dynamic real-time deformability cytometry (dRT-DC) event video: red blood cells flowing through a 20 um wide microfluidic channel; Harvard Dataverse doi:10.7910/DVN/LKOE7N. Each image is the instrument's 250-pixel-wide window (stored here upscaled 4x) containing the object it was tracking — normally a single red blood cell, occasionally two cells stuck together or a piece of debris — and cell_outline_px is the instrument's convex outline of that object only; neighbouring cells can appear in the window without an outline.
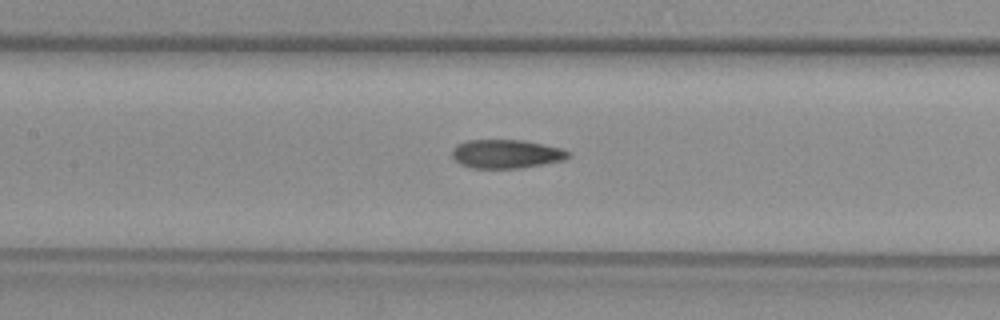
{"species": "common noctule bat (a hibernating species)", "species_latin": "Nyctalus noctula", "temperature_condition": "warm", "stored_images_in_passage": 6, "camera_frame_rate_fps": 3000, "um_per_image_px": 0.085, "animal": {"sex": "female", "body_mass_g": 29.2, "forearm_length_mm": 56.3}, "frame": {"image": 1, "passage_image": 6, "time_ms": 7.333, "image_size_px": [1000, 320], "cell_outline_px": [[572, 156], [564, 160], [520, 168], [472, 168], [460, 164], [452, 156], [452, 152], [456, 144], [468, 140], [524, 140], [544, 144], [560, 148], [572, 152]], "centroid_in_image_um": [43.06, 13.08], "position_along_channel_um": 164.3, "area_um2": 19.54}}